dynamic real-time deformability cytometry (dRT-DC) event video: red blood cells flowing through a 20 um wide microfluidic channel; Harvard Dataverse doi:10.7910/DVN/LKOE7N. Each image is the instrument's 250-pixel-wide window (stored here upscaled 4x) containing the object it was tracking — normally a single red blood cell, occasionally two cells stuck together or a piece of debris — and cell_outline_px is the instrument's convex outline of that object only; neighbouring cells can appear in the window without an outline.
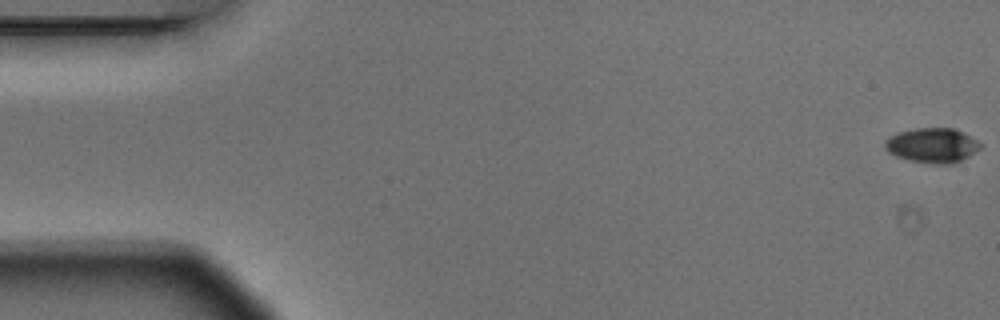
{"species": "Egyptian fruit bat (a non-hibernating species)", "species_latin": "Rousettus aegyptiacus", "temperature_condition": "warm", "stored_images_in_passage": 7, "camera_frame_rate_fps": 3000, "um_per_image_px": 0.085, "animal": {"sex": "male"}, "frame": {"image": 1, "passage_image": 1, "time_ms": 0.0, "image_size_px": [1000, 320], "cell_outline_px": [[980, 148], [968, 156], [952, 164], [932, 164], [908, 160], [896, 156], [888, 152], [884, 148], [884, 140], [900, 132], [916, 128], [952, 128], [976, 140], [980, 144]], "centroid_in_image_um": [79.19, 12.37], "position_along_channel_um": 5.8, "area_um2": 19.02}}
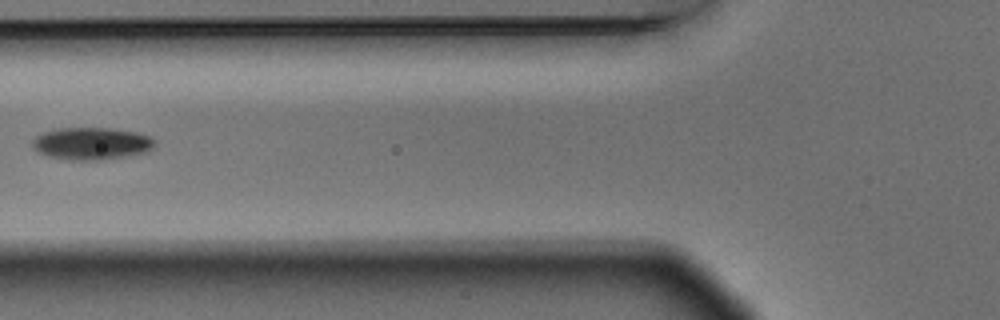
{"frame": {"image": 2, "passage_image": 6, "time_ms": 1.667, "image_size_px": [1000, 320], "cell_outline_px": [[156, 140], [152, 148], [144, 152], [104, 160], [68, 160], [48, 156], [36, 152], [32, 148], [32, 140], [36, 136], [44, 132], [56, 128], [108, 128], [136, 132], [148, 136]], "centroid_in_image_um": [7.72, 12.2], "position_along_channel_um": 118.1, "area_um2": 23.06}}
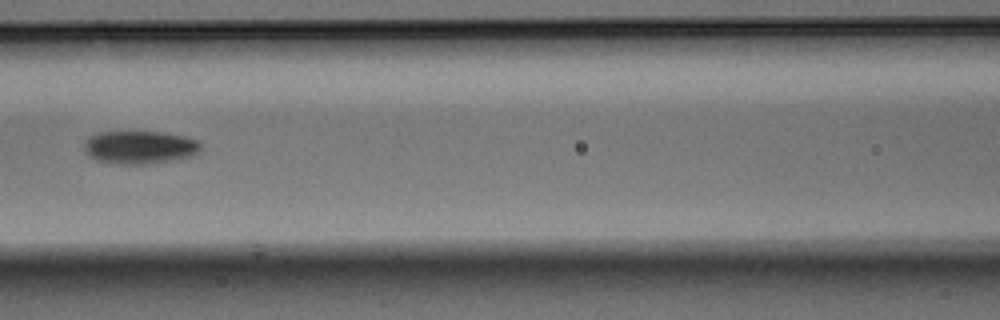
{"frame": {"image": 3, "passage_image": 7, "time_ms": 2.0, "image_size_px": [1000, 320], "cell_outline_px": [[200, 148], [196, 156], [172, 160], [144, 164], [116, 164], [96, 160], [88, 156], [84, 148], [84, 140], [88, 136], [100, 132], [160, 132], [184, 136], [196, 140], [200, 144]], "centroid_in_image_um": [11.85, 12.52], "position_along_channel_um": 154.8, "area_um2": 22.54}}